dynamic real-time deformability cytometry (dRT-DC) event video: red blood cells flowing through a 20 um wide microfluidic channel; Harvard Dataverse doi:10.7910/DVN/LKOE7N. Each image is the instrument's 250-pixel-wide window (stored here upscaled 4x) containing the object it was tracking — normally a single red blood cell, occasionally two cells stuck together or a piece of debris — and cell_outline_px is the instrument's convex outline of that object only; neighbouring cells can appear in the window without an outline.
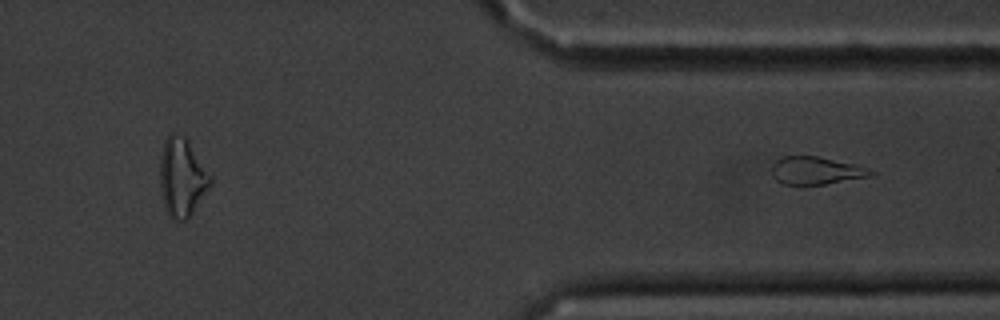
{"species": "common noctule bat (a hibernating species)", "species_latin": "Nyctalus noctula", "temperature_condition": "cold", "stored_images_in_passage": 10, "segment_of_instrument_passage": [2, 2], "camera_frame_rate_fps": 3000, "um_per_image_px": 0.085, "animal": {"sex": "male", "body_mass_g": 20.1, "forearm_length_mm": 53.5}, "frame": {"image": 1, "passage_image": 10, "time_ms": 11.333, "image_size_px": [1000, 320], "cell_outline_px": [[876, 172], [872, 176], [824, 184], [784, 184], [776, 180], [772, 176], [772, 164], [776, 160], [784, 156], [816, 156], [856, 164], [872, 168]], "centroid_in_image_um": [69.41, 14.49], "position_along_channel_um": 342.0, "area_um2": 16.07}}